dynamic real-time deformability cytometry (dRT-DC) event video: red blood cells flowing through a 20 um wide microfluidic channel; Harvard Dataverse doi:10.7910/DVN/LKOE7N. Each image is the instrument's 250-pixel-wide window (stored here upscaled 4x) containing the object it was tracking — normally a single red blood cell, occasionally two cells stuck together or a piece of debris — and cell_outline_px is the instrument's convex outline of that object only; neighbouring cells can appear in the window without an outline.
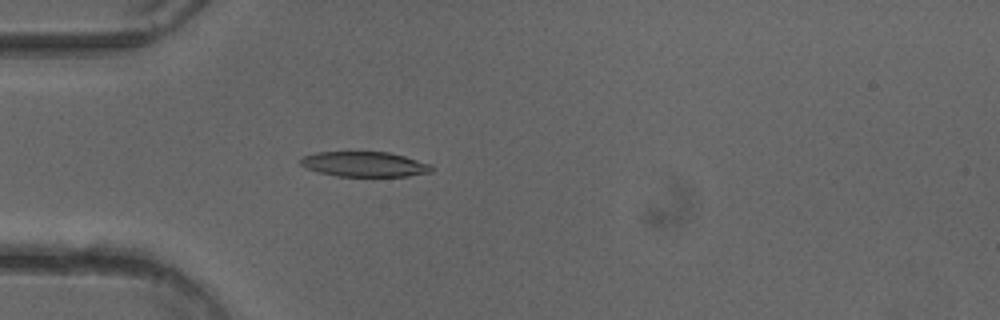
{"species": "common noctule bat (a hibernating species)", "species_latin": "Nyctalus noctula", "temperature_condition": "cold", "stored_images_in_passage": 40, "camera_frame_rate_fps": 3000, "um_per_image_px": 0.085, "animal": {"sex": "female"}, "frame": {"image": 1, "passage_image": 10, "time_ms": 3.0, "image_size_px": [1000, 320], "cell_outline_px": [[432, 172], [408, 176], [336, 176], [316, 172], [304, 168], [300, 164], [300, 160], [304, 156], [316, 152], [388, 152], [404, 156], [432, 164]], "centroid_in_image_um": [30.96, 13.96], "position_along_channel_um": 54.0, "area_um2": 19.25}}
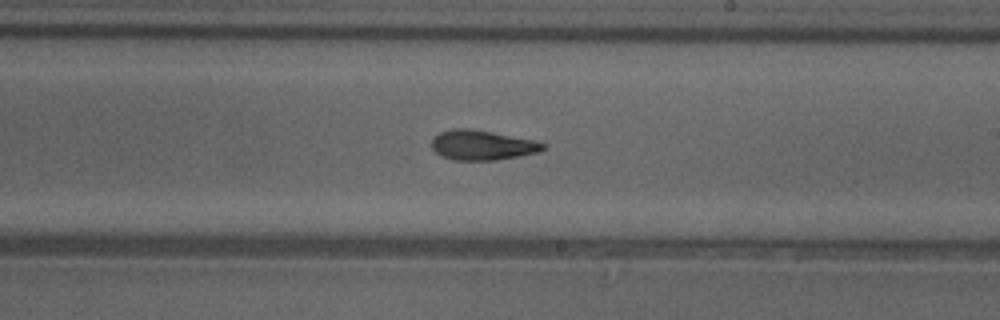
{"frame": {"image": 2, "passage_image": 25, "time_ms": 8.0, "image_size_px": [1000, 320], "cell_outline_px": [[548, 144], [544, 148], [536, 152], [520, 156], [496, 160], [452, 160], [440, 156], [432, 148], [432, 136], [440, 132], [452, 128], [468, 128], [492, 132], [536, 140]], "centroid_in_image_um": [40.96, 12.33], "position_along_channel_um": 248.0, "area_um2": 19.54}}
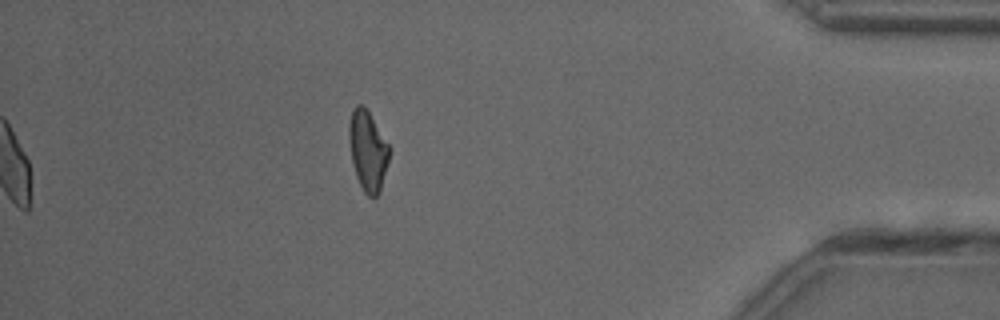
{"frame": {"image": 3, "passage_image": 40, "time_ms": 13.0, "image_size_px": [1000, 320], "cell_outline_px": [[392, 148], [380, 192], [376, 196], [368, 196], [364, 192], [356, 176], [352, 160], [348, 140], [348, 124], [352, 108], [356, 104], [364, 104]], "centroid_in_image_um": [31.27, 12.75], "position_along_channel_um": 403.9, "area_um2": 19.19}, "authors_computed_cell_mechanics": {"area_um2": 19.4786, "velocity_mm_per_s": 4.0263, "shape_relaxation_time_tau1_ms": 4.6632, "shape_relaxation_time_tau2_ms": 3.0519, "deformation_change_tau1": 0.1445, "deformation_change_tau2": 0.1151}}